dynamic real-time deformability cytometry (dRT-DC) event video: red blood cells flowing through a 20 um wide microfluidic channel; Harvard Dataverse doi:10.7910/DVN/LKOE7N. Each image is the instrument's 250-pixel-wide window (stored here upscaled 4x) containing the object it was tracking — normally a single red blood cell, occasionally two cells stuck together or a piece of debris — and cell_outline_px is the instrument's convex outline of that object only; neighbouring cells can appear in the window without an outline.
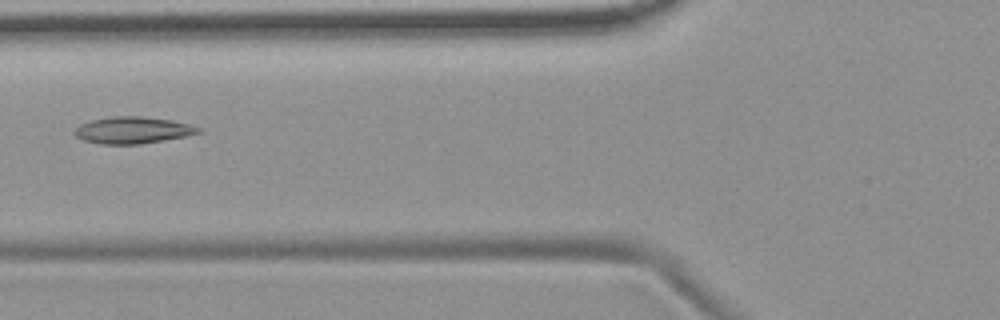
{"species": "common noctule bat (a hibernating species)", "species_latin": "Nyctalus noctula", "temperature_condition": "room temperature", "stored_images_in_passage": 9, "camera_frame_rate_fps": 3000, "um_per_image_px": 0.085, "animal": {"sex": "female", "body_mass_g": 19.9}, "frame": {"image": 1, "passage_image": 6, "time_ms": 6.667, "image_size_px": [1000, 320], "cell_outline_px": [[204, 128], [200, 132], [184, 136], [140, 144], [100, 144], [84, 140], [76, 136], [72, 132], [80, 124], [92, 120], [112, 116], [140, 116], [172, 120]], "centroid_in_image_um": [11.27, 11.06], "position_along_channel_um": 114.5, "area_um2": 19.19}}
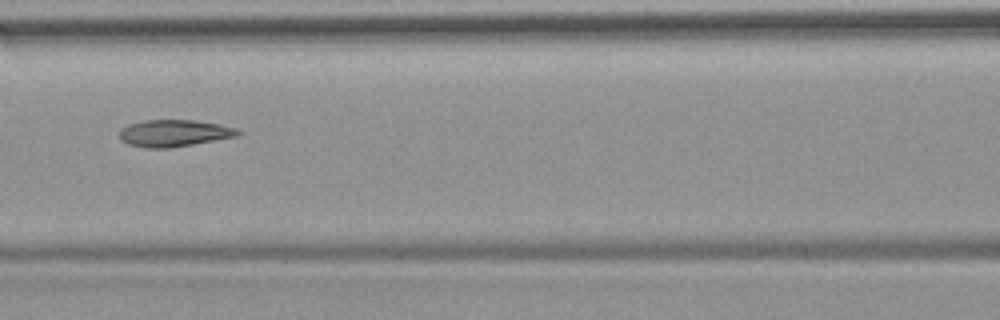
{"frame": {"image": 2, "passage_image": 7, "time_ms": 7.667, "image_size_px": [1000, 320], "cell_outline_px": [[240, 136], [168, 148], [148, 148], [128, 144], [120, 140], [120, 128], [128, 124], [144, 120], [196, 120], [220, 124], [236, 128], [240, 132]], "centroid_in_image_um": [14.79, 11.31], "position_along_channel_um": 151.8, "area_um2": 18.61}}
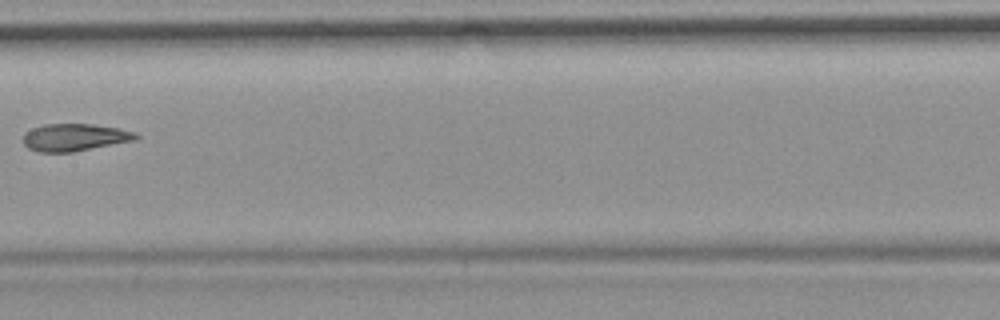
{"frame": {"image": 3, "passage_image": 8, "time_ms": 9.0, "image_size_px": [1000, 320], "cell_outline_px": [[140, 136], [136, 140], [72, 152], [40, 152], [28, 148], [24, 144], [24, 132], [32, 128], [44, 124], [92, 124], [120, 128], [136, 132]], "centroid_in_image_um": [6.36, 11.67], "position_along_channel_um": 201.0, "area_um2": 18.03}}